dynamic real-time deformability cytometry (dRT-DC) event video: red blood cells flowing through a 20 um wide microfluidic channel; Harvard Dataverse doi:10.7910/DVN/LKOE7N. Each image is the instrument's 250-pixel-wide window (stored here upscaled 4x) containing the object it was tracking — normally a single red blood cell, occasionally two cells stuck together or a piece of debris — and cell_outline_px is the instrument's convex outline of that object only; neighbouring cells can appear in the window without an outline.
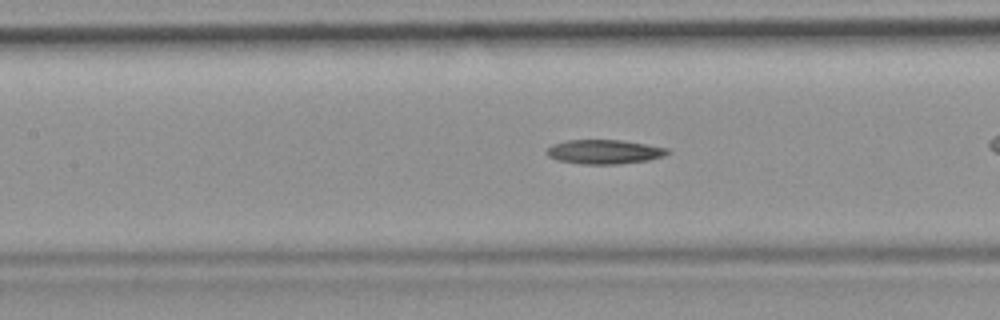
{"species": "common noctule bat (a hibernating species)", "species_latin": "Nyctalus noctula", "temperature_condition": "room temperature", "stored_images_in_passage": 34, "camera_frame_rate_fps": 3000, "um_per_image_px": 0.085, "animal": {"sex": "female", "body_mass_g": 19.9}, "frame": {"image": 1, "passage_image": 15, "time_ms": 4.667, "image_size_px": [1000, 320], "cell_outline_px": [[672, 152], [664, 156], [648, 160], [620, 164], [580, 164], [556, 160], [548, 156], [544, 152], [552, 144], [568, 140], [624, 140], [668, 148]], "centroid_in_image_um": [51.36, 12.9], "position_along_channel_um": 156.0, "area_um2": 17.28}}